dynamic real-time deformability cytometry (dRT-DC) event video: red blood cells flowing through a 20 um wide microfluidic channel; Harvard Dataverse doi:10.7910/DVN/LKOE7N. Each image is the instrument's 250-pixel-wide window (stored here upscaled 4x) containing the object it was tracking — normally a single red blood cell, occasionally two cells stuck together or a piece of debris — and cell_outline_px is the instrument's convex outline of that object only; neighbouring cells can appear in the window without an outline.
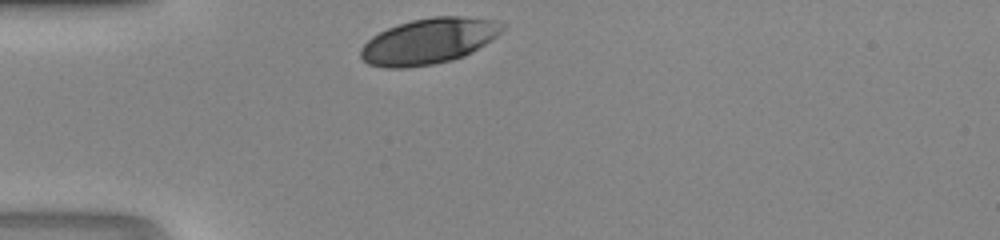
{"species": "human", "species_latin": "Homo sapiens", "temperature_condition": "room temperature", "stored_images_in_passage": 25, "camera_frame_rate_fps": 3000, "um_per_image_px": 0.085, "donor": {"sex": "male"}, "frame": {"image": 1, "passage_image": 1, "time_ms": 0.0, "image_size_px": [1000, 240], "cell_outline_px": [[508, 24], [496, 36], [484, 44], [464, 56], [452, 60], [432, 64], [404, 68], [384, 68], [368, 64], [360, 56], [360, 48], [372, 36], [388, 28], [412, 20], [432, 16], [460, 16], [496, 20]], "centroid_in_image_um": [36.44, 3.49], "position_along_channel_um": 48.6, "area_um2": 37.63}}
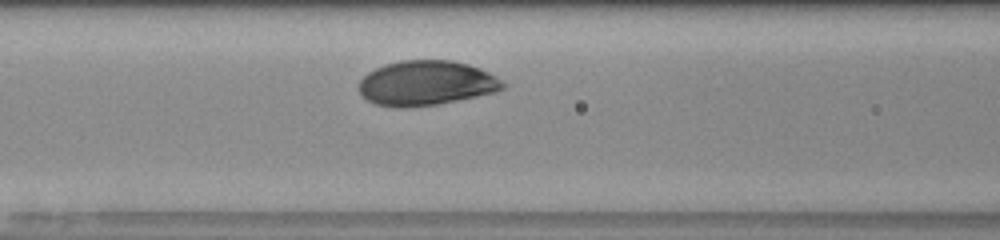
{"frame": {"image": 2, "passage_image": 8, "time_ms": 2.333, "image_size_px": [1000, 240], "cell_outline_px": [[504, 88], [496, 92], [436, 104], [408, 108], [396, 108], [376, 104], [360, 96], [360, 80], [368, 72], [384, 64], [400, 60], [452, 60], [468, 64], [480, 68], [496, 76], [504, 84]], "centroid_in_image_um": [36.2, 7.06], "position_along_channel_um": 130.4, "area_um2": 37.57}}
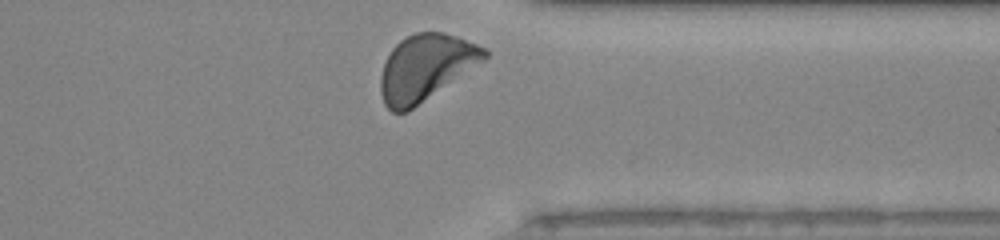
{"frame": {"image": 3, "passage_image": 25, "time_ms": 8.0, "image_size_px": [1000, 240], "cell_outline_px": [[488, 56], [484, 60], [408, 112], [392, 112], [384, 104], [380, 92], [380, 76], [384, 64], [392, 48], [400, 40], [416, 32], [444, 32], [456, 36], [476, 44], [484, 48], [488, 52]], "centroid_in_image_um": [36.15, 5.75], "position_along_channel_um": 375.3, "area_um2": 39.65}}